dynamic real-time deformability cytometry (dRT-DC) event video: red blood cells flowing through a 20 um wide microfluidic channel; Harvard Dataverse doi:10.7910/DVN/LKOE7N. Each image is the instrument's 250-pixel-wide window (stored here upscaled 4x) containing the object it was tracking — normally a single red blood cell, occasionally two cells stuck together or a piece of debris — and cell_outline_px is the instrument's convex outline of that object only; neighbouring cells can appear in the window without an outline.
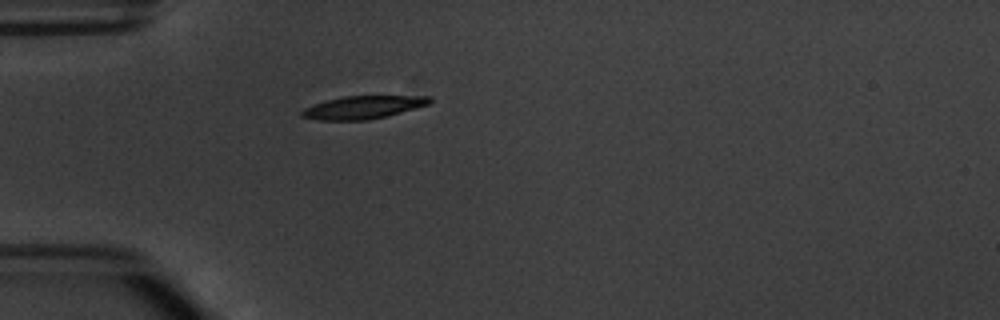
{"species": "common noctule bat (a hibernating species)", "species_latin": "Nyctalus noctula", "temperature_condition": "warm", "stored_images_in_passage": 1, "camera_frame_rate_fps": 3000, "um_per_image_px": 0.085, "animal": {"sex": "male", "body_mass_g": 20.1, "forearm_length_mm": 53.5}, "frame": {"image": 1, "passage_image": 1, "time_ms": 0.0, "image_size_px": [1000, 320], "cell_outline_px": [[432, 100], [428, 104], [388, 116], [368, 120], [320, 120], [300, 116], [300, 112], [304, 108], [328, 100], [344, 96], [432, 96]], "centroid_in_image_um": [30.87, 9.12], "position_along_channel_um": 54.1, "area_um2": 16.88}}